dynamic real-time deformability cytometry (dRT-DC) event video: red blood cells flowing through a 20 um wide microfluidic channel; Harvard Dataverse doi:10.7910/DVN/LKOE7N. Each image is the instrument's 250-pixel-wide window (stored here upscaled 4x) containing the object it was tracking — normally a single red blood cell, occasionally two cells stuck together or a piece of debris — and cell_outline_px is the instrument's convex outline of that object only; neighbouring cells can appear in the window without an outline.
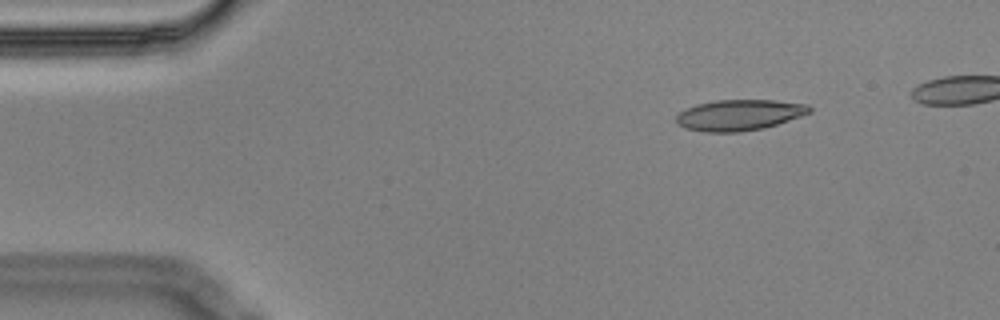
{"species": "Egyptian fruit bat (a non-hibernating species)", "species_latin": "Rousettus aegyptiacus", "temperature_condition": "cold", "stored_images_in_passage": 5, "camera_frame_rate_fps": 3000, "um_per_image_px": 0.085, "animal": {"sex": "male"}, "frame": {"image": 1, "passage_image": 5, "time_ms": 1.333, "image_size_px": [1000, 320], "cell_outline_px": [[812, 112], [764, 128], [740, 132], [704, 132], [684, 128], [676, 124], [676, 116], [680, 112], [696, 104], [716, 100], [776, 100], [808, 104], [812, 108]], "centroid_in_image_um": [62.83, 9.78], "position_along_channel_um": 22.2, "area_um2": 24.04}}